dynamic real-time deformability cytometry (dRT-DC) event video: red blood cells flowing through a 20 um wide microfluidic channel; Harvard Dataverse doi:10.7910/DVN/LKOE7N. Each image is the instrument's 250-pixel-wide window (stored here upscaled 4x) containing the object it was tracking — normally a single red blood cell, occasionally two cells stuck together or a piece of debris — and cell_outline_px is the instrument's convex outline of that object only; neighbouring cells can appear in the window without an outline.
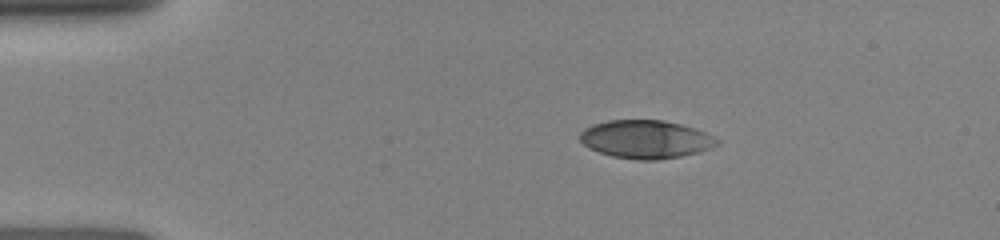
{"species": "human", "species_latin": "Homo sapiens", "temperature_condition": "room temperature", "stored_images_in_passage": 61, "camera_frame_rate_fps": 3000, "um_per_image_px": 0.085, "donor": {"sex": "female"}, "frame": {"image": 1, "passage_image": 1, "time_ms": 0.0, "image_size_px": [1000, 240], "cell_outline_px": [[720, 144], [696, 152], [680, 156], [660, 160], [636, 160], [612, 156], [600, 152], [584, 144], [580, 140], [580, 132], [584, 128], [592, 124], [608, 120], [664, 120], [696, 128], [720, 140]], "centroid_in_image_um": [54.89, 11.83], "position_along_channel_um": 30.1, "area_um2": 30.4}}
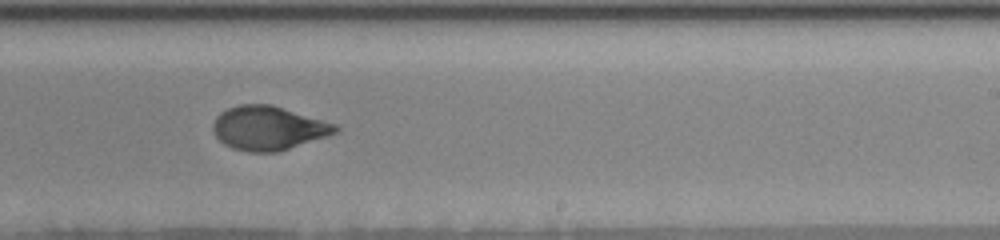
{"frame": {"image": 2, "passage_image": 29, "time_ms": 7.0, "image_size_px": [1000, 240], "cell_outline_px": [[340, 132], [328, 136], [276, 152], [248, 152], [232, 148], [224, 144], [216, 136], [212, 128], [212, 124], [216, 116], [220, 112], [228, 108], [240, 104], [272, 104], [336, 124], [340, 128]], "centroid_in_image_um": [22.81, 10.88], "position_along_channel_um": 266.2, "area_um2": 31.44}}
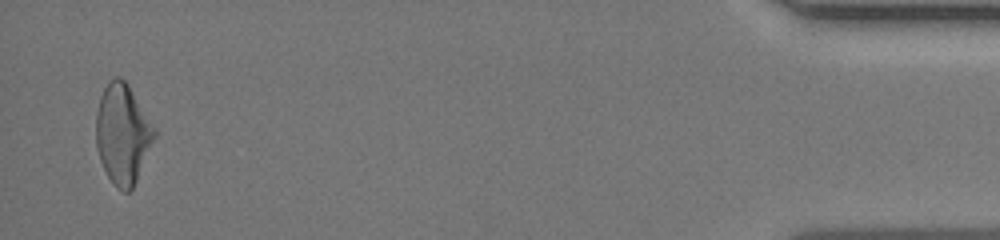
{"frame": {"image": 3, "passage_image": 57, "time_ms": 12.667, "image_size_px": [1000, 240], "cell_outline_px": [[156, 136], [136, 180], [132, 188], [128, 192], [124, 192], [108, 176], [100, 160], [96, 144], [96, 116], [100, 96], [108, 80], [116, 76], [120, 76], [128, 84], [156, 128]], "centroid_in_image_um": [10.43, 11.33], "position_along_channel_um": 424.8, "area_um2": 33.64}}